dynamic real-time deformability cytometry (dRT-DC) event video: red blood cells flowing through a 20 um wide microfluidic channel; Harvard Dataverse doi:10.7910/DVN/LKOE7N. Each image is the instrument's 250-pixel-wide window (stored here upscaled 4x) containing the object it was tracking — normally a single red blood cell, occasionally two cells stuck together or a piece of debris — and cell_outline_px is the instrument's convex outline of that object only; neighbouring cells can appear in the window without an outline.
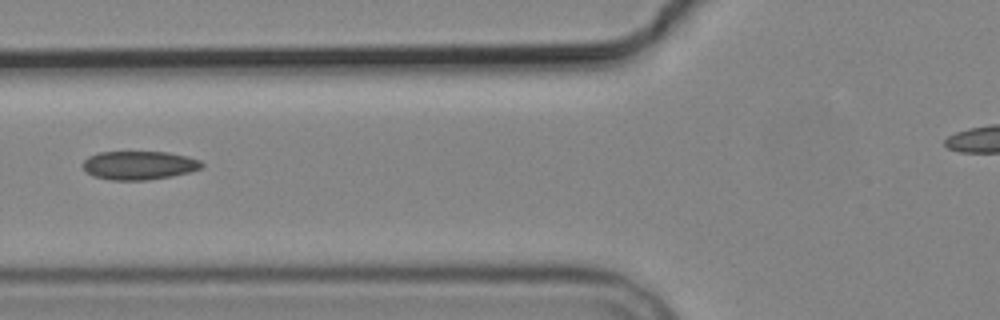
{"species": "common noctule bat (a hibernating species)", "species_latin": "Nyctalus noctula", "temperature_condition": "cold", "stored_images_in_passage": 9, "camera_frame_rate_fps": 3000, "um_per_image_px": 0.085, "animal": {"sex": "male", "body_mass_g": 19.2, "forearm_length_mm": 51.8}, "frame": {"image": 1, "passage_image": 6, "time_ms": 6.0, "image_size_px": [1000, 320], "cell_outline_px": [[204, 164], [200, 168], [188, 172], [172, 176], [148, 180], [112, 180], [92, 176], [84, 168], [84, 160], [88, 156], [96, 152], [168, 152], [188, 156], [200, 160]], "centroid_in_image_um": [11.82, 14.04], "position_along_channel_um": 114.0, "area_um2": 19.83}}
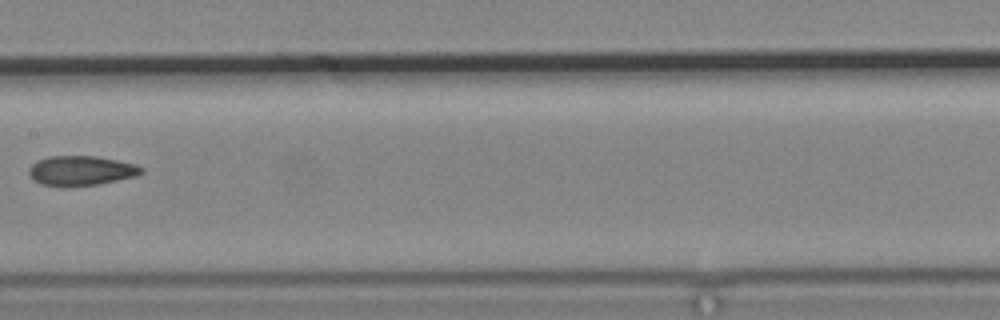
{"frame": {"image": 2, "passage_image": 8, "time_ms": 8.333, "image_size_px": [1000, 320], "cell_outline_px": [[144, 172], [136, 176], [96, 184], [72, 188], [40, 184], [32, 180], [28, 172], [28, 168], [32, 164], [48, 156], [96, 156], [136, 164], [144, 168]], "centroid_in_image_um": [6.86, 14.52], "position_along_channel_um": 200.5, "area_um2": 19.71}}
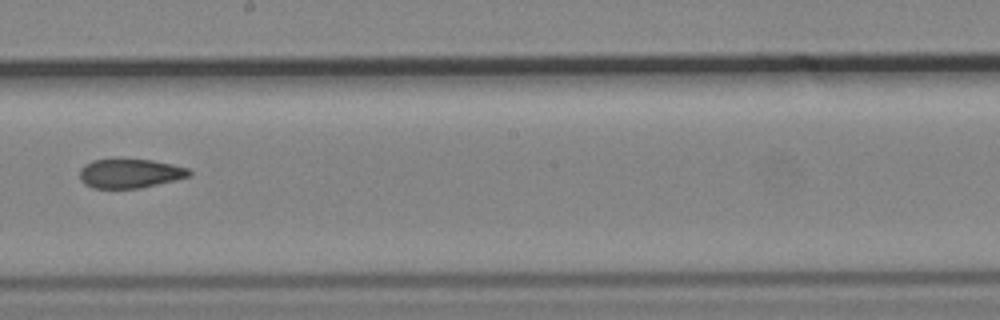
{"frame": {"image": 3, "passage_image": 9, "time_ms": 9.333, "image_size_px": [1000, 320], "cell_outline_px": [[192, 176], [176, 180], [140, 188], [92, 188], [84, 184], [80, 180], [80, 168], [84, 164], [92, 160], [152, 160], [172, 164], [188, 168], [192, 172]], "centroid_in_image_um": [11.06, 14.75], "position_along_channel_um": 237.1, "area_um2": 18.61}}